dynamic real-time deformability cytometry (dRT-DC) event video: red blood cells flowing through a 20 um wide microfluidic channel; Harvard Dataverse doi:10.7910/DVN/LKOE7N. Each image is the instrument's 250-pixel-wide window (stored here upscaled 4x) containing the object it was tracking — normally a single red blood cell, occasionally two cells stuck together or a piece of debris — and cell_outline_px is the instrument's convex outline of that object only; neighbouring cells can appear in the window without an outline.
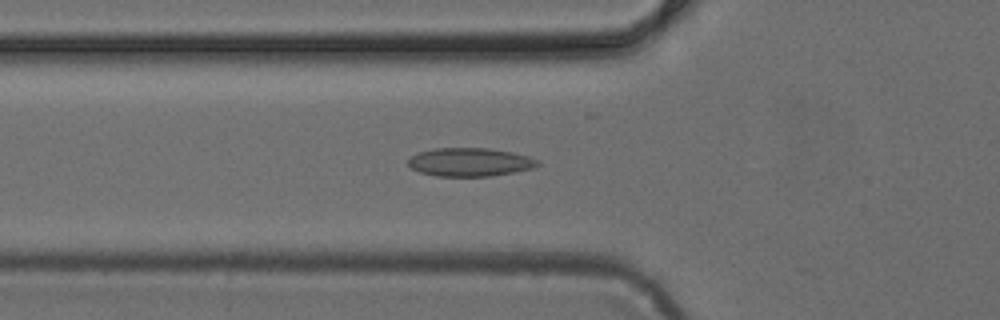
{"species": "common noctule bat (a hibernating species)", "species_latin": "Nyctalus noctula", "temperature_condition": "cold", "stored_images_in_passage": 43, "camera_frame_rate_fps": 3000, "um_per_image_px": 0.085, "animal": {"sex": "female", "body_mass_g": 24.6, "forearm_length_mm": 56.2}, "frame": {"image": 1, "passage_image": 11, "time_ms": 3.333, "image_size_px": [1000, 320], "cell_outline_px": [[540, 164], [536, 168], [488, 176], [436, 176], [420, 172], [412, 168], [408, 164], [408, 160], [416, 152], [436, 148], [488, 148], [512, 152], [528, 156], [540, 160]], "centroid_in_image_um": [39.96, 13.77], "position_along_channel_um": 85.8, "area_um2": 21.5}}
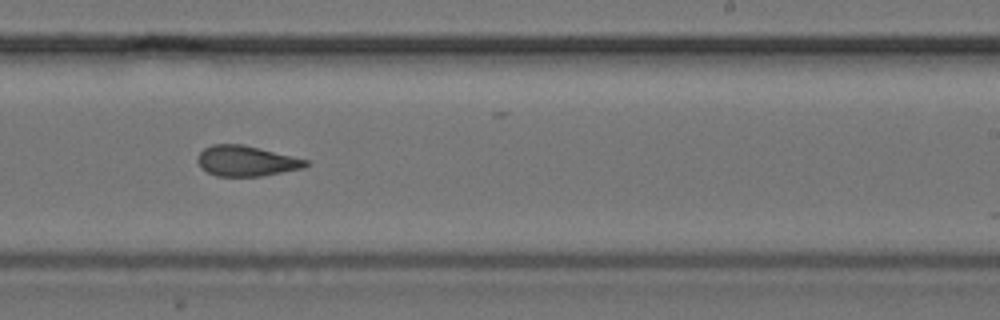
{"frame": {"image": 2, "passage_image": 24, "time_ms": 7.667, "image_size_px": [1000, 320], "cell_outline_px": [[312, 164], [304, 168], [260, 176], [216, 176], [200, 168], [196, 160], [200, 152], [204, 148], [212, 144], [244, 144], [308, 160]], "centroid_in_image_um": [20.93, 13.68], "position_along_channel_um": 268.1, "area_um2": 19.31}}
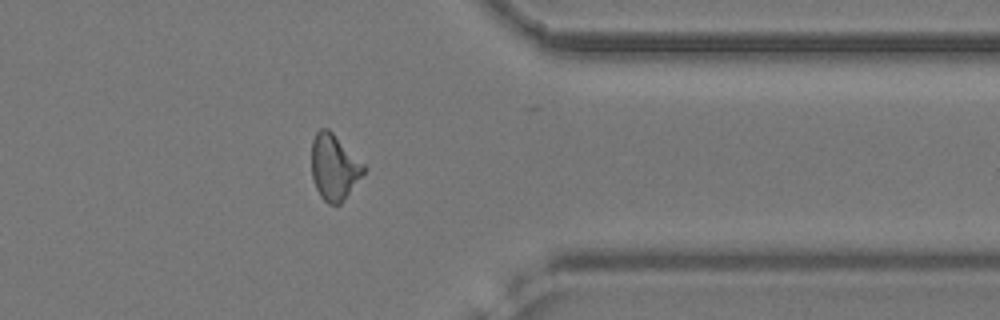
{"frame": {"image": 3, "passage_image": 33, "time_ms": 10.667, "image_size_px": [1000, 320], "cell_outline_px": [[368, 168], [340, 204], [328, 204], [320, 196], [316, 188], [312, 176], [312, 140], [316, 132], [320, 128], [328, 128]], "centroid_in_image_um": [28.4, 14.2], "position_along_channel_um": 383.0, "area_um2": 19.83}}